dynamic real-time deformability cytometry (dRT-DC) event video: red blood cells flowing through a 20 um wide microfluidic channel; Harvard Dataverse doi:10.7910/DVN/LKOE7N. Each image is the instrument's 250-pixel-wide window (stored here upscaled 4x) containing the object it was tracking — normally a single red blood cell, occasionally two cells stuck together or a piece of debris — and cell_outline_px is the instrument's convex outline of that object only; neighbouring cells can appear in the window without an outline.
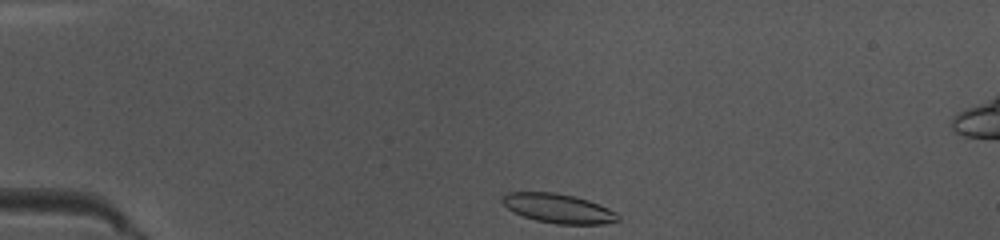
{"species": "common noctule bat (a hibernating species)", "species_latin": "Nyctalus noctula", "temperature_condition": "warm", "stored_images_in_passage": 39, "camera_frame_rate_fps": 3000, "um_per_image_px": 0.085, "animal": {"sex": "female", "body_mass_g": 10.0, "forearm_length_mm": 53.1}, "frame": {"image": 1, "passage_image": 1, "time_ms": 0.0, "image_size_px": [1000, 240], "cell_outline_px": [[620, 220], [604, 224], [556, 224], [536, 220], [524, 216], [508, 208], [500, 200], [508, 192], [552, 192], [576, 196], [600, 204], [616, 212], [620, 216]], "centroid_in_image_um": [47.5, 17.71], "position_along_channel_um": 37.5, "area_um2": 19.71}}
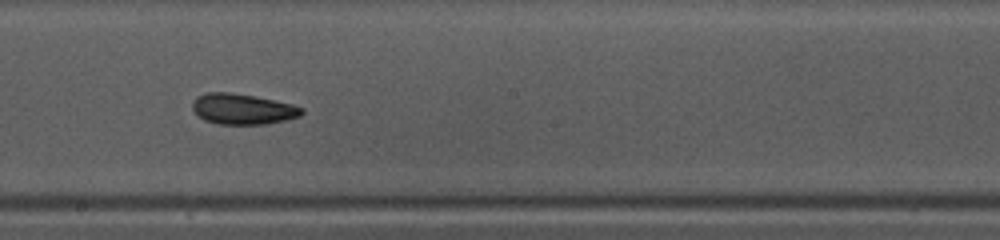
{"frame": {"image": 2, "passage_image": 18, "time_ms": 5.667, "image_size_px": [1000, 240], "cell_outline_px": [[304, 112], [300, 116], [288, 120], [268, 124], [220, 124], [204, 120], [192, 108], [192, 100], [196, 96], [204, 92], [228, 92], [252, 96], [292, 104], [304, 108]], "centroid_in_image_um": [20.63, 9.27], "position_along_channel_um": 227.6, "area_um2": 19.54}}
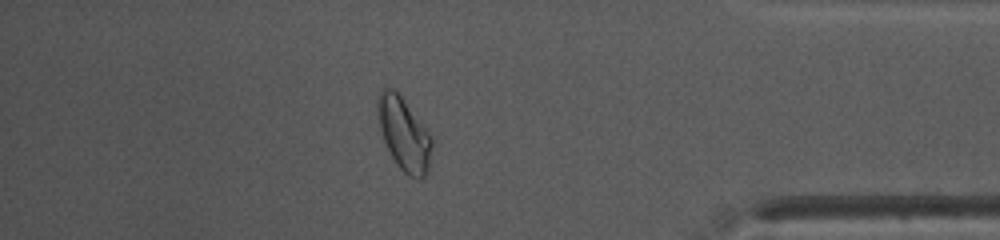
{"frame": {"image": 3, "passage_image": 33, "time_ms": 10.667, "image_size_px": [1000, 240], "cell_outline_px": [[432, 144], [428, 172], [420, 180], [408, 176], [400, 168], [392, 156], [384, 140], [376, 116], [376, 96], [380, 88], [392, 88], [400, 96], [432, 136]], "centroid_in_image_um": [34.31, 11.38], "position_along_channel_um": 400.9, "area_um2": 23.0}, "authors_computed_cell_mechanics": {"area_um2": 19.652, "velocity_mm_per_s": 4.0178, "shape_relaxation_time_tau1_ms": 3.7454, "shape_relaxation_time_tau2_ms": 2.7678, "deformation_change_tau1": 0.1356, "deformation_change_tau2": 0.0838}}